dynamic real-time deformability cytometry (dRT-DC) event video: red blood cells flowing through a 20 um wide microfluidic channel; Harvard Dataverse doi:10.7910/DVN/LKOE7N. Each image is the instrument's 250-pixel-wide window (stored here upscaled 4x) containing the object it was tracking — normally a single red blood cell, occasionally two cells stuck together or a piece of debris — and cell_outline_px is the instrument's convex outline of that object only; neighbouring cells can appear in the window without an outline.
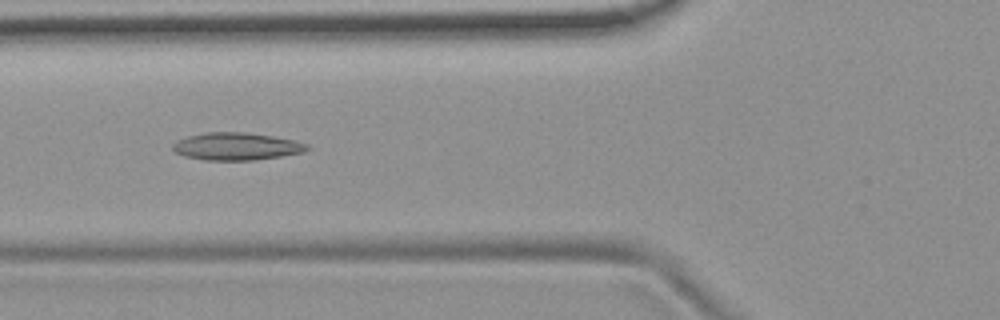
{"species": "common noctule bat (a hibernating species)", "species_latin": "Nyctalus noctula", "temperature_condition": "room temperature", "stored_images_in_passage": 40, "camera_frame_rate_fps": 3000, "um_per_image_px": 0.085, "animal": {"sex": "female", "body_mass_g": 19.9}, "frame": {"image": 1, "passage_image": 7, "time_ms": 2.0, "image_size_px": [1000, 320], "cell_outline_px": [[312, 148], [304, 152], [280, 156], [252, 160], [204, 160], [184, 156], [176, 152], [172, 148], [172, 144], [176, 140], [188, 136], [208, 132], [244, 132], [272, 136], [296, 140], [308, 144]], "centroid_in_image_um": [20.11, 12.44], "position_along_channel_um": 105.7, "area_um2": 21.56}}
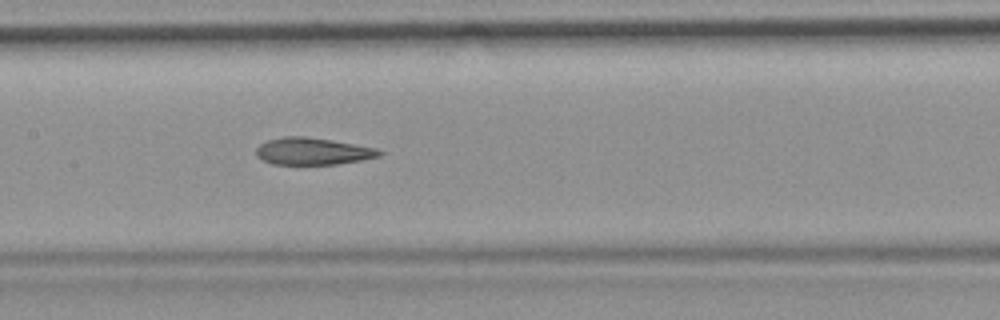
{"frame": {"image": 2, "passage_image": 13, "time_ms": 4.0, "image_size_px": [1000, 320], "cell_outline_px": [[384, 152], [380, 156], [360, 160], [336, 164], [272, 164], [256, 156], [256, 148], [260, 144], [268, 140], [284, 136], [304, 136], [332, 140], [376, 148]], "centroid_in_image_um": [26.57, 12.85], "position_along_channel_um": 180.8, "area_um2": 19.31}}
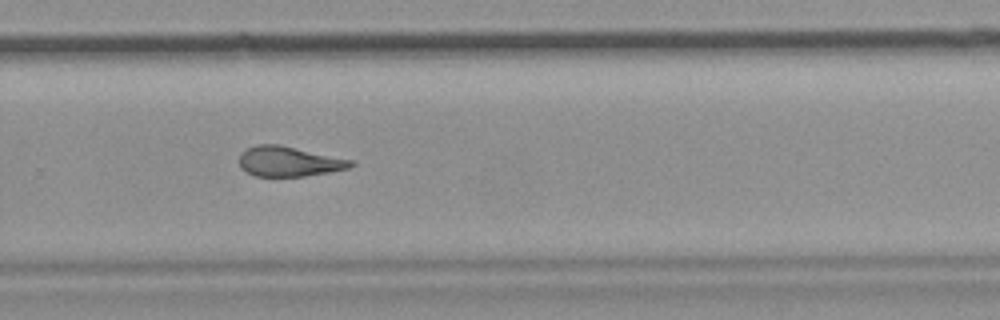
{"frame": {"image": 3, "passage_image": 23, "time_ms": 7.333, "image_size_px": [1000, 320], "cell_outline_px": [[356, 164], [348, 168], [328, 172], [304, 176], [256, 176], [240, 168], [240, 152], [256, 144], [280, 144], [352, 160]], "centroid_in_image_um": [24.54, 13.71], "position_along_channel_um": 305.3, "area_um2": 19.42}, "authors_computed_cell_mechanics": {"area_um2": 20.3456, "velocity_mm_per_s": 3.7577, "shape_relaxation_time_tau1_ms": null, "shape_relaxation_time_tau2_ms": 3.9478, "deformation_change_tau1": null, "deformation_change_tau2": 0.136}}